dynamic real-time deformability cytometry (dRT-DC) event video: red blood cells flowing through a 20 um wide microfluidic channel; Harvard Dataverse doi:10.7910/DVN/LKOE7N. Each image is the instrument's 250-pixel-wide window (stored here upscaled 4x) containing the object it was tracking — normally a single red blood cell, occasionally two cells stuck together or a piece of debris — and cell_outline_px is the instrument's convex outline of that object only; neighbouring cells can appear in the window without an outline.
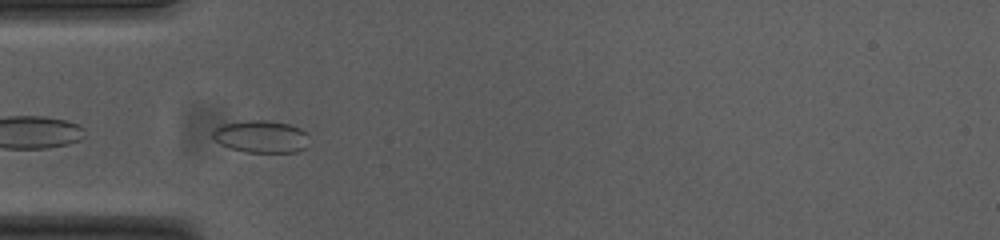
{"species": "common noctule bat (a hibernating species)", "species_latin": "Nyctalus noctula", "temperature_condition": "cold", "stored_images_in_passage": 30, "camera_frame_rate_fps": 3000, "um_per_image_px": 0.085, "animal": {"sex": "female", "body_mass_g": 23.0, "forearm_length_mm": 53.4}, "frame": {"image": 1, "passage_image": 1, "time_ms": 0.0, "image_size_px": [1000, 240], "cell_outline_px": [[308, 148], [296, 152], [244, 152], [220, 144], [212, 136], [212, 128], [220, 124], [244, 120], [268, 120], [288, 124], [300, 128], [308, 132]], "centroid_in_image_um": [22.2, 11.6], "position_along_channel_um": 62.8, "area_um2": 18.55}}
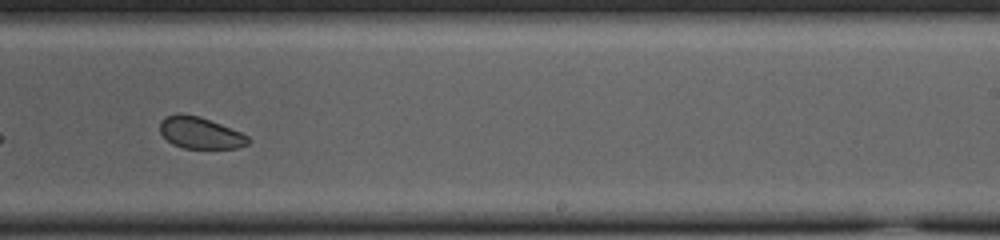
{"frame": {"image": 2, "passage_image": 18, "time_ms": 5.667, "image_size_px": [1000, 240], "cell_outline_px": [[248, 144], [236, 148], [184, 148], [172, 144], [160, 132], [160, 120], [164, 116], [180, 112], [200, 116], [240, 132], [248, 136]], "centroid_in_image_um": [16.97, 11.27], "position_along_channel_um": 272.0, "area_um2": 16.24}, "authors_computed_cell_mechanics": {"area_um2": 17.3111, "velocity_mm_per_s": 3.7109, "shape_relaxation_time_tau1_ms": null, "shape_relaxation_time_tau2_ms": 7.2843, "deformation_change_tau1": null, "deformation_change_tau2": 0.089}}